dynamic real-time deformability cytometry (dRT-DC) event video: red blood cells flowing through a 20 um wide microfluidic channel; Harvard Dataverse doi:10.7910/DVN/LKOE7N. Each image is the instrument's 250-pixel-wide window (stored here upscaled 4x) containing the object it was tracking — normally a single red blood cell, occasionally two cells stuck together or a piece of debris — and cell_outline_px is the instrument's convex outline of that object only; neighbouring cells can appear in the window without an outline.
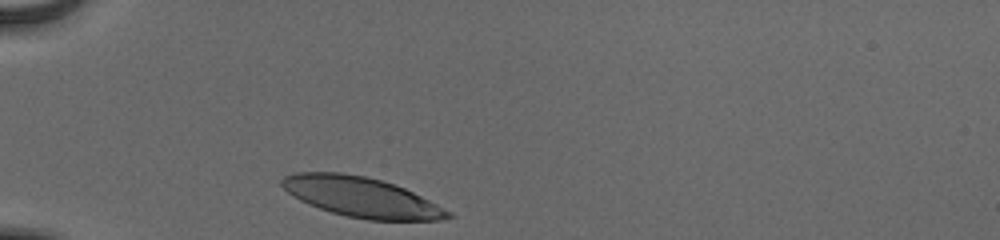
{"species": "human", "species_latin": "Homo sapiens", "temperature_condition": "cold", "stored_images_in_passage": 30, "camera_frame_rate_fps": 3000, "um_per_image_px": 0.085, "donor": {"sex": "male"}, "frame": {"image": 1, "passage_image": 1, "time_ms": 0.0, "image_size_px": [1000, 240], "cell_outline_px": [[452, 216], [440, 220], [368, 220], [348, 216], [332, 212], [308, 204], [292, 196], [280, 184], [280, 180], [284, 176], [296, 172], [340, 172], [364, 176], [396, 184], [452, 212]], "centroid_in_image_um": [30.68, 16.74], "position_along_channel_um": 54.3, "area_um2": 38.44}}
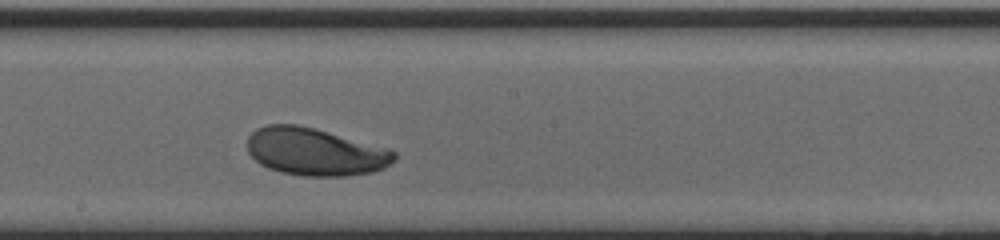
{"frame": {"image": 2, "passage_image": 16, "time_ms": 5.0, "image_size_px": [1000, 240], "cell_outline_px": [[396, 160], [384, 168], [372, 172], [344, 176], [304, 176], [280, 172], [268, 168], [260, 164], [248, 152], [248, 136], [256, 128], [268, 124], [296, 124], [316, 128], [388, 148], [396, 152]], "centroid_in_image_um": [26.79, 12.89], "position_along_channel_um": 221.4, "area_um2": 40.92}}
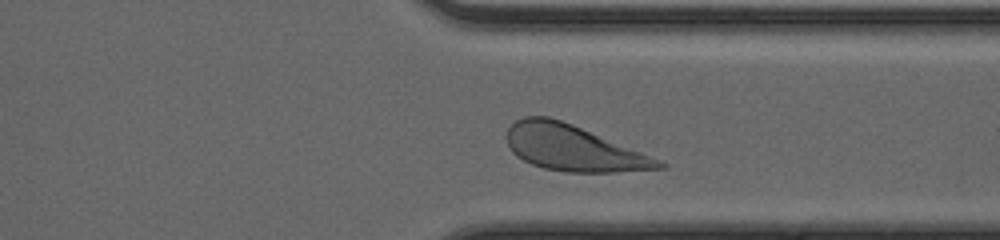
{"frame": {"image": 3, "passage_image": 27, "time_ms": 8.667, "image_size_px": [1000, 240], "cell_outline_px": [[668, 164], [664, 168], [616, 172], [564, 172], [544, 168], [532, 164], [516, 156], [512, 152], [504, 136], [508, 128], [516, 120], [524, 116], [548, 116], [572, 124], [660, 160]], "centroid_in_image_um": [48.66, 12.58], "position_along_channel_um": 362.7, "area_um2": 40.23}, "authors_computed_cell_mechanics": {"area_um2": 40.1999, "velocity_mm_per_s": 3.8208, "shape_relaxation_time_tau1_ms": 1.4835, "shape_relaxation_time_tau2_ms": null, "deformation_change_tau1": 0.1264, "deformation_change_tau2": null}}